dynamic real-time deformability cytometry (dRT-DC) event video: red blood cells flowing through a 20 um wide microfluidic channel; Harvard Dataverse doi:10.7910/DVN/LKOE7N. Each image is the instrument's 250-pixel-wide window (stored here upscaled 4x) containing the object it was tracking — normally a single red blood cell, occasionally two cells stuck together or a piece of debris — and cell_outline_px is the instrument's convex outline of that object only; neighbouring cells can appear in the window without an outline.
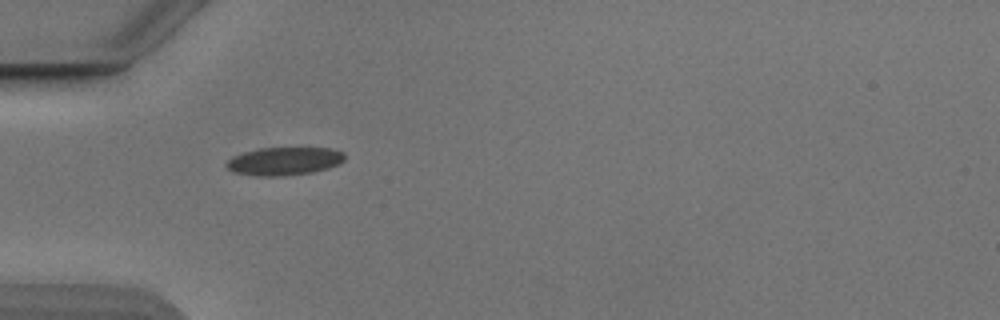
{"species": "Egyptian fruit bat (a non-hibernating species)", "species_latin": "Rousettus aegyptiacus", "temperature_condition": "cold", "stored_images_in_passage": 37, "camera_frame_rate_fps": 3000, "um_per_image_px": 0.085, "animal": {"sex": "male"}, "frame": {"image": 1, "passage_image": 1, "time_ms": 0.0, "image_size_px": [1000, 320], "cell_outline_px": [[344, 160], [328, 168], [312, 172], [284, 176], [260, 176], [236, 172], [228, 168], [224, 164], [232, 156], [244, 152], [260, 148], [328, 148], [344, 152]], "centroid_in_image_um": [24.15, 13.69], "position_along_channel_um": 60.9, "area_um2": 19.13}}
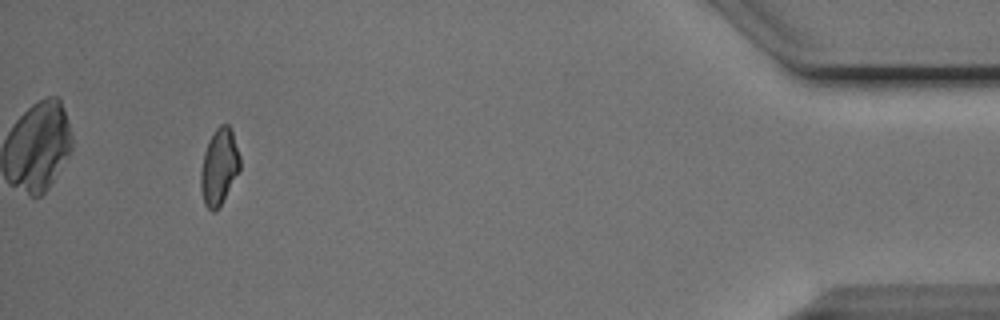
{"frame": {"image": 2, "passage_image": 34, "time_ms": 11.0, "image_size_px": [1000, 320], "cell_outline_px": [[240, 168], [220, 204], [212, 212], [204, 204], [200, 188], [200, 172], [204, 152], [208, 140], [216, 128], [220, 124], [228, 124], [232, 132], [240, 156]], "centroid_in_image_um": [18.6, 14.14], "position_along_channel_um": 416.6, "area_um2": 17.11}}